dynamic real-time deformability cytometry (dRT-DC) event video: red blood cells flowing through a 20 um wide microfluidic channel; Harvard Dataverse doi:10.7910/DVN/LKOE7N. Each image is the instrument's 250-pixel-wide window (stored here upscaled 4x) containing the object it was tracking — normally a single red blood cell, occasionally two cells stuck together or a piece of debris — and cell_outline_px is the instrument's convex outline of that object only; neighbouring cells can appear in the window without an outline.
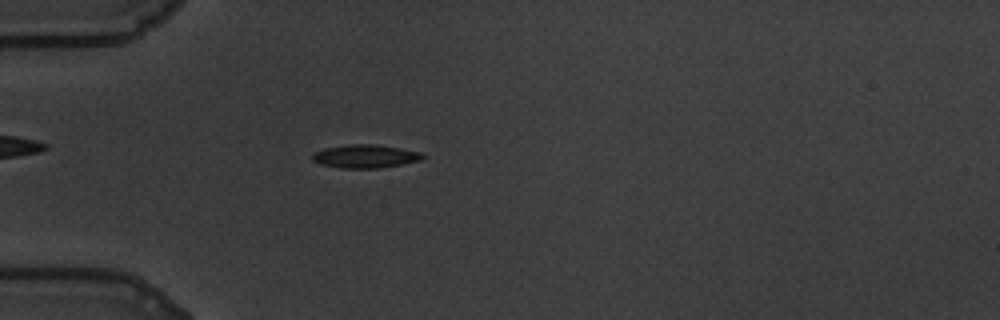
{"species": "common noctule bat (a hibernating species)", "species_latin": "Nyctalus noctula", "temperature_condition": "warm", "stored_images_in_passage": 42, "camera_frame_rate_fps": 3000, "um_per_image_px": 0.085, "animal": {"sex": "male", "body_mass_g": 19.5, "forearm_length_mm": 54.6}, "frame": {"image": 1, "passage_image": 1, "time_ms": 0.0, "image_size_px": [1000, 320], "cell_outline_px": [[424, 156], [420, 160], [380, 168], [340, 168], [320, 164], [312, 160], [312, 156], [316, 152], [324, 148], [352, 144], [376, 144], [400, 148], [420, 152]], "centroid_in_image_um": [31.02, 13.28], "position_along_channel_um": 54.0, "area_um2": 14.8}}
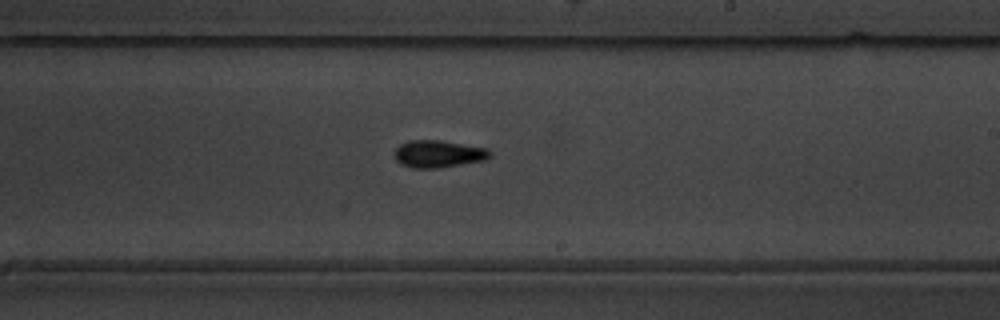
{"frame": {"image": 2, "passage_image": 19, "time_ms": 6.0, "image_size_px": [1000, 320], "cell_outline_px": [[492, 156], [484, 160], [440, 168], [412, 168], [400, 164], [396, 160], [396, 148], [400, 144], [408, 140], [440, 140], [488, 148], [492, 152]], "centroid_in_image_um": [37.28, 13.08], "position_along_channel_um": 251.7, "area_um2": 15.26}}
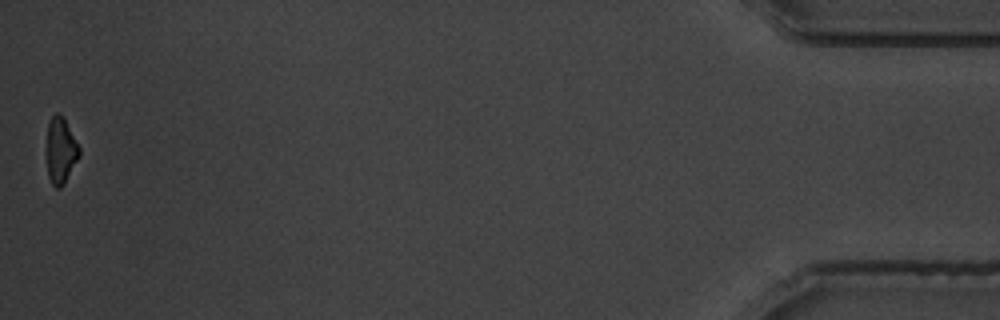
{"frame": {"image": 3, "passage_image": 42, "time_ms": 13.667, "image_size_px": [1000, 320], "cell_outline_px": [[80, 156], [64, 184], [60, 188], [56, 188], [52, 184], [48, 176], [48, 124], [52, 116], [56, 112], [64, 116], [80, 148]], "centroid_in_image_um": [5.19, 12.79], "position_along_channel_um": 430.0, "area_um2": 12.43}, "authors_computed_cell_mechanics": {"area_um2": 14.7968, "velocity_mm_per_s": 3.4755, "shape_relaxation_time_tau1_ms": 5.0266, "shape_relaxation_time_tau2_ms": 3.8806, "deformation_change_tau1": 0.1421, "deformation_change_tau2": 0.1025}}